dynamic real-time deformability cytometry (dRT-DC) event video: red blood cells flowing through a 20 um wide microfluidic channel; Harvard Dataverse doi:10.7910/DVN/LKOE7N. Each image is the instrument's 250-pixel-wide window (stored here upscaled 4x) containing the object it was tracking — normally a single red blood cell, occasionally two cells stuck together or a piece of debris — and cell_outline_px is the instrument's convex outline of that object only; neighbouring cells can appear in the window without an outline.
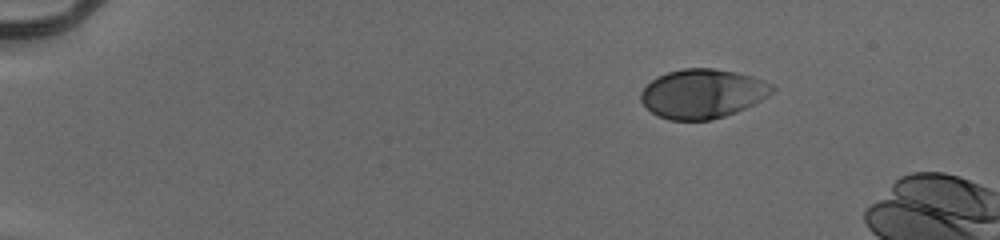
{"species": "human", "species_latin": "Homo sapiens", "temperature_condition": "cold", "stored_images_in_passage": 46, "camera_frame_rate_fps": 3000, "um_per_image_px": 0.085, "donor": {"sex": "male"}, "frame": {"image": 1, "passage_image": 1, "time_ms": 0.0, "image_size_px": [1000, 240], "cell_outline_px": [[776, 88], [768, 96], [736, 112], [712, 120], [668, 120], [656, 116], [640, 100], [640, 92], [656, 76], [668, 72], [684, 68], [712, 68], [736, 72], [752, 76], [776, 84]], "centroid_in_image_um": [59.72, 7.96], "position_along_channel_um": 25.3, "area_um2": 37.8}}
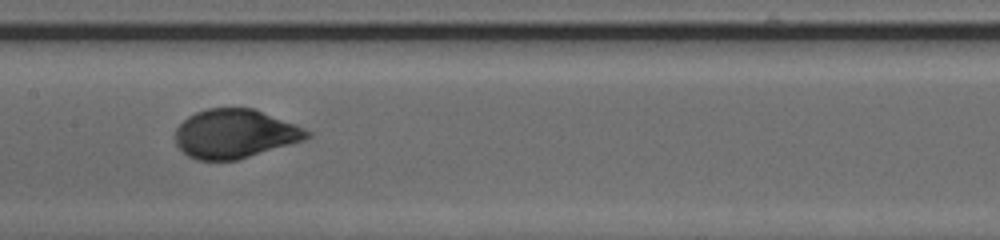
{"frame": {"image": 2, "passage_image": 22, "time_ms": 7.0, "image_size_px": [1000, 240], "cell_outline_px": [[312, 136], [304, 140], [236, 160], [196, 160], [188, 156], [176, 144], [176, 128], [188, 116], [196, 112], [208, 108], [252, 108], [296, 124], [312, 132]], "centroid_in_image_um": [19.97, 11.37], "position_along_channel_um": 187.4, "area_um2": 37.34}}
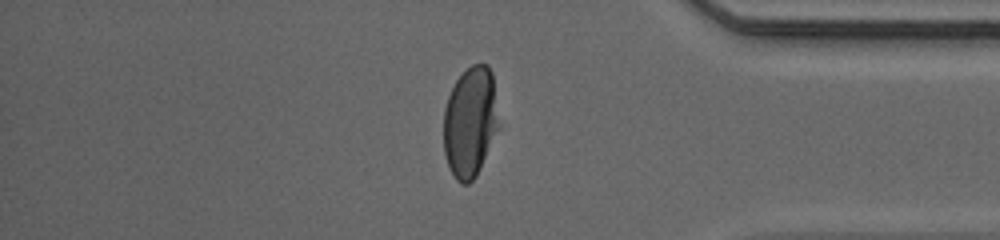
{"frame": {"image": 3, "passage_image": 39, "time_ms": 12.667, "image_size_px": [1000, 240], "cell_outline_px": [[500, 128], [476, 176], [468, 184], [460, 184], [456, 180], [448, 164], [444, 152], [444, 108], [448, 96], [456, 80], [472, 64], [488, 64], [492, 72]], "centroid_in_image_um": [39.98, 10.38], "position_along_channel_um": 395.2, "area_um2": 35.66}}